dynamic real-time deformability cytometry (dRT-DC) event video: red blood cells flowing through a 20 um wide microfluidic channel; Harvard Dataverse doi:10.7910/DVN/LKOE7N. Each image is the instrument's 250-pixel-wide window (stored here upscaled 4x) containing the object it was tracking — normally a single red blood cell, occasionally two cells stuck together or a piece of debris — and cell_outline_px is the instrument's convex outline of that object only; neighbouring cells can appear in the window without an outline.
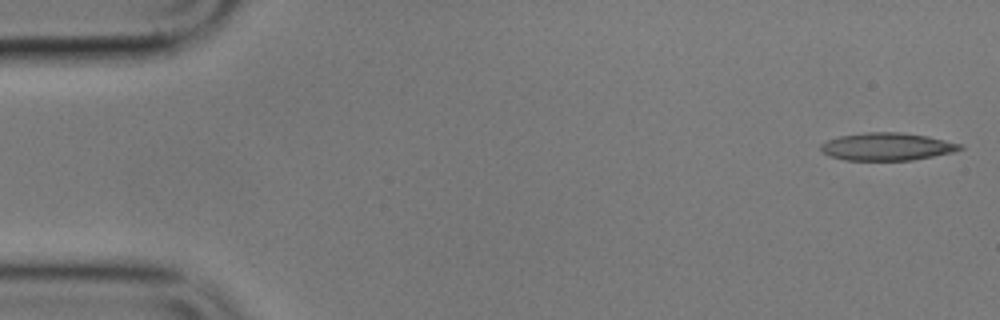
{"species": "common noctule bat (a hibernating species)", "species_latin": "Nyctalus noctula", "temperature_condition": "cold", "stored_images_in_passage": 6, "camera_frame_rate_fps": 3000, "um_per_image_px": 0.085, "animal": {"sex": "male", "body_mass_g": 17.9}, "frame": {"image": 1, "passage_image": 1, "time_ms": 0.0, "image_size_px": [1000, 320], "cell_outline_px": [[964, 148], [952, 152], [912, 160], [844, 160], [832, 156], [824, 152], [820, 148], [820, 144], [828, 140], [840, 136], [868, 132], [900, 132], [928, 136], [964, 144]], "centroid_in_image_um": [75.43, 12.45], "position_along_channel_um": 9.6, "area_um2": 22.31}}
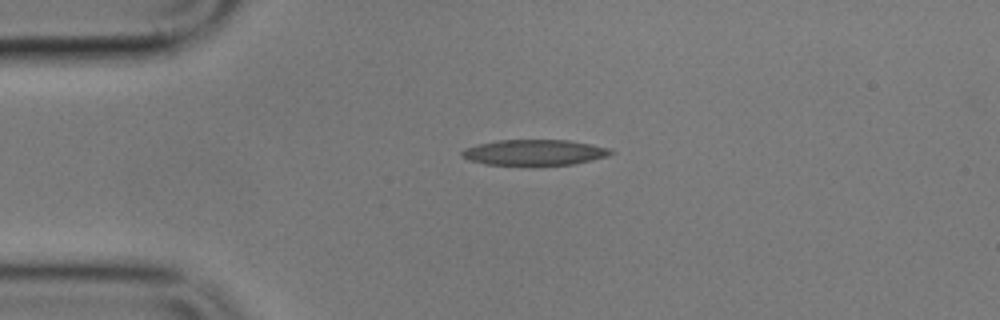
{"frame": {"image": 2, "passage_image": 4, "time_ms": 3.667, "image_size_px": [1000, 320], "cell_outline_px": [[616, 152], [608, 156], [592, 160], [572, 164], [536, 168], [484, 164], [468, 160], [460, 156], [460, 152], [464, 148], [496, 140], [568, 140], [592, 144], [612, 148]], "centroid_in_image_um": [45.43, 13.0], "position_along_channel_um": 39.6, "area_um2": 23.47}}
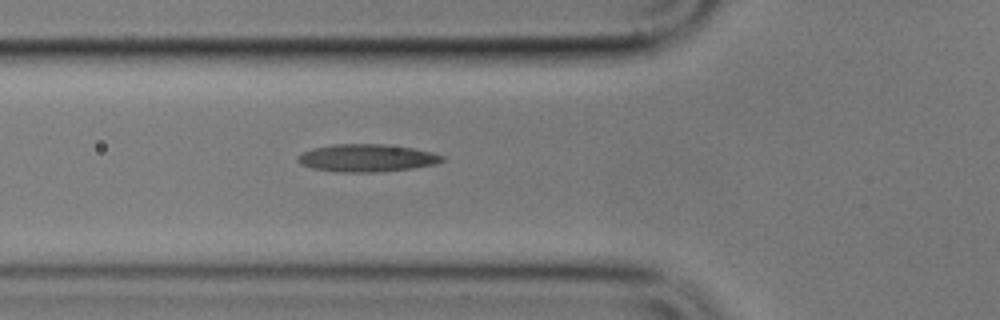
{"frame": {"image": 3, "passage_image": 6, "time_ms": 6.0, "image_size_px": [1000, 320], "cell_outline_px": [[444, 160], [436, 164], [412, 168], [372, 172], [340, 172], [312, 168], [300, 164], [296, 160], [296, 156], [312, 148], [336, 144], [384, 144], [412, 148], [432, 152], [444, 156]], "centroid_in_image_um": [31.16, 13.42], "position_along_channel_um": 94.6, "area_um2": 23.12}}